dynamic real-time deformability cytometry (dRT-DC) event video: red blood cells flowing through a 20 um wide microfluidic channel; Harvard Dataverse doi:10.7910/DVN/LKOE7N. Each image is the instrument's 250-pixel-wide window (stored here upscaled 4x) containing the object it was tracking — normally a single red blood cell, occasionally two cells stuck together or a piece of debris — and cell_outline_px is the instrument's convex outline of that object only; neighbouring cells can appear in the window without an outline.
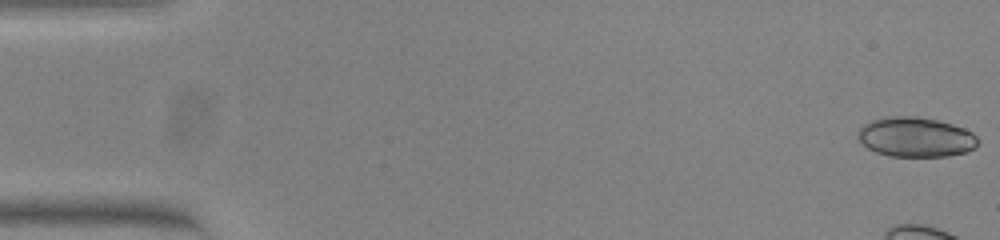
{"species": "common noctule bat (a hibernating species)", "species_latin": "Nyctalus noctula", "temperature_condition": "warm", "stored_images_in_passage": 54, "camera_frame_rate_fps": 3000, "um_per_image_px": 0.085, "animal": {"sex": "female", "body_mass_g": 23.0, "forearm_length_mm": 53.4}, "frame": {"image": 1, "passage_image": 1, "time_ms": 0.0, "image_size_px": [1000, 240], "cell_outline_px": [[980, 144], [976, 148], [968, 152], [948, 156], [888, 156], [876, 152], [868, 148], [856, 136], [860, 128], [864, 124], [872, 120], [884, 116], [916, 116], [936, 120], [952, 124], [964, 128], [972, 132], [980, 140]], "centroid_in_image_um": [77.87, 11.65], "position_along_channel_um": 7.1, "area_um2": 28.09}, "authors_computed_cell_mechanics": {"area_um2": 17.9469, "velocity_mm_per_s": 3.7564, "shape_relaxation_time_tau1_ms": 4.2391, "shape_relaxation_time_tau2_ms": null, "deformation_change_tau1": 0.0601, "deformation_change_tau2": null}}